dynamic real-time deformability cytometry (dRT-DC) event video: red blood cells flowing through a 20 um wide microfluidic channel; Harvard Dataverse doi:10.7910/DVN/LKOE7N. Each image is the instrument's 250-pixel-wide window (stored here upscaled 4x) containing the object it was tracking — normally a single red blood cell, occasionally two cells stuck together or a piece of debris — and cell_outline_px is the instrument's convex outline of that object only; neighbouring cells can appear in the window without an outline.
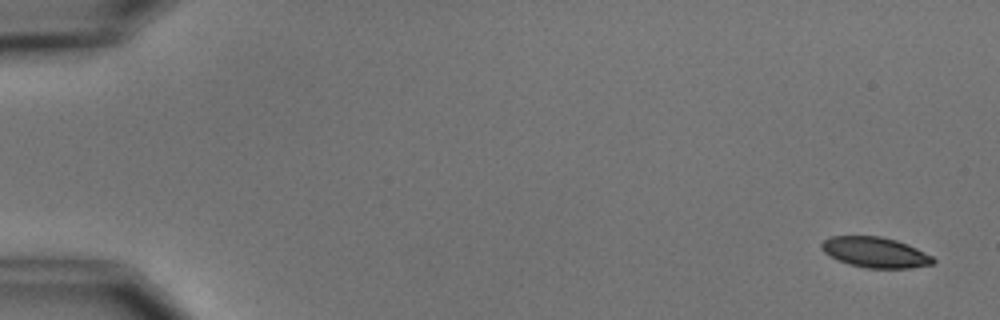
{"species": "common noctule bat (a hibernating species)", "species_latin": "Nyctalus noctula", "temperature_condition": "cold", "stored_images_in_passage": 6, "camera_frame_rate_fps": 3000, "um_per_image_px": 0.085, "animal": {"sex": "male", "body_mass_g": 15.6}, "frame": {"image": 1, "passage_image": 1, "time_ms": 0.0, "image_size_px": [1000, 320], "cell_outline_px": [[936, 260], [932, 264], [912, 268], [868, 268], [848, 264], [824, 252], [820, 248], [820, 244], [824, 240], [832, 236], [880, 236], [896, 240], [916, 248], [932, 256]], "centroid_in_image_um": [74.4, 21.45], "position_along_channel_um": 10.6, "area_um2": 19.65}}